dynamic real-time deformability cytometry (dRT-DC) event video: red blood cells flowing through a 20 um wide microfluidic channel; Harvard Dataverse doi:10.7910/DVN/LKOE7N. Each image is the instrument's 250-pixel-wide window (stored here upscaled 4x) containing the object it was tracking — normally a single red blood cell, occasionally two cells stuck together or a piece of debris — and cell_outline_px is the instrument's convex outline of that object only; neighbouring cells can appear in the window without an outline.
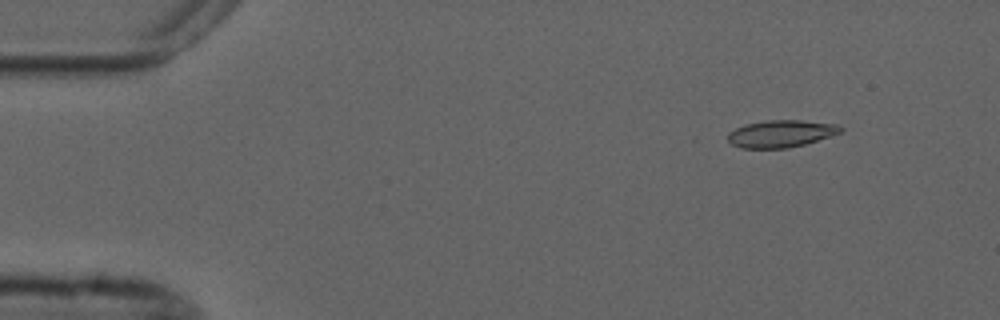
{"species": "common noctule bat (a hibernating species)", "species_latin": "Nyctalus noctula", "temperature_condition": "cold", "stored_images_in_passage": 4, "camera_frame_rate_fps": 3000, "um_per_image_px": 0.085, "animal": {"sex": "male", "forearm_length_mm": 52.5}, "frame": {"image": 1, "passage_image": 1, "time_ms": 0.0, "image_size_px": [1000, 320], "cell_outline_px": [[844, 132], [804, 144], [788, 148], [740, 148], [732, 144], [728, 140], [728, 132], [736, 128], [748, 124], [768, 120], [804, 120], [840, 124], [844, 128]], "centroid_in_image_um": [66.45, 11.35], "position_along_channel_um": 18.6, "area_um2": 17.98}}
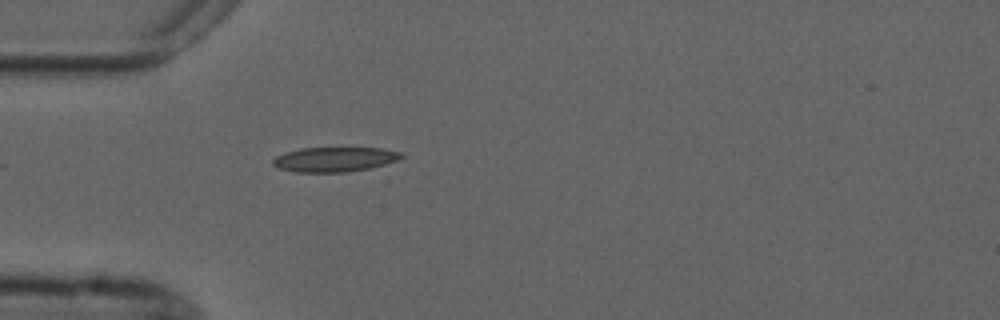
{"frame": {"image": 2, "passage_image": 4, "time_ms": 3.333, "image_size_px": [1000, 320], "cell_outline_px": [[404, 156], [400, 160], [372, 168], [348, 172], [296, 172], [280, 168], [272, 164], [272, 160], [276, 156], [284, 152], [300, 148], [380, 148], [400, 152]], "centroid_in_image_um": [28.46, 13.55], "position_along_channel_um": 56.5, "area_um2": 18.61}}